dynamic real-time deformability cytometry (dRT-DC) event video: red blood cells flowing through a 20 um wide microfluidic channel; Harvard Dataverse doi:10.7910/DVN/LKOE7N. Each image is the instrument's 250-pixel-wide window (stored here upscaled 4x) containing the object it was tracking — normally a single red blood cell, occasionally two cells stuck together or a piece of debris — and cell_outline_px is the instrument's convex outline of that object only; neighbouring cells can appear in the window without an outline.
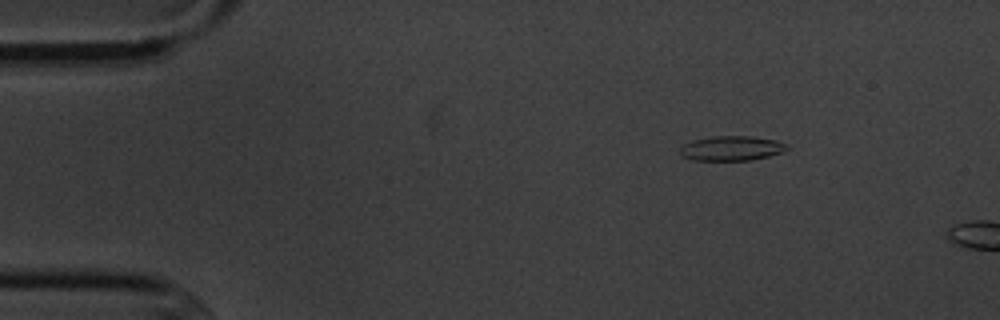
{"species": "common noctule bat (a hibernating species)", "species_latin": "Nyctalus noctula", "temperature_condition": "cold", "stored_images_in_passage": 6, "camera_frame_rate_fps": 3000, "um_per_image_px": 0.085, "animal": {"sex": "male", "body_mass_g": 20.1, "forearm_length_mm": 53.5}, "frame": {"image": 1, "passage_image": 6, "time_ms": 6.667, "image_size_px": [1000, 320], "cell_outline_px": [[788, 148], [784, 152], [768, 156], [748, 160], [692, 160], [680, 156], [680, 148], [684, 144], [696, 140], [712, 136], [752, 136], [776, 140], [788, 144]], "centroid_in_image_um": [62.19, 12.6], "position_along_channel_um": 22.8, "area_um2": 15.37}}